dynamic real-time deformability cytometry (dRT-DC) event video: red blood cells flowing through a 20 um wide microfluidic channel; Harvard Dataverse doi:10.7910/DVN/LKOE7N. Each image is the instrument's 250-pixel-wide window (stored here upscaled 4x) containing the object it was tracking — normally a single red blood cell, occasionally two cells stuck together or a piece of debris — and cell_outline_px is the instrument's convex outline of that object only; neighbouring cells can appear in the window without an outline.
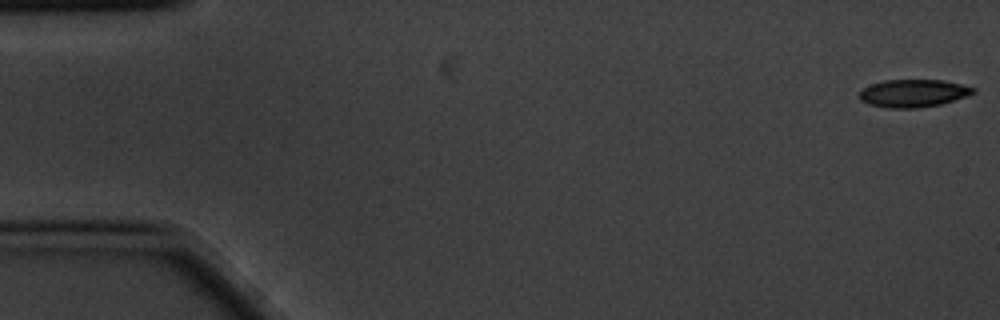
{"species": "common noctule bat (a hibernating species)", "species_latin": "Nyctalus noctula", "temperature_condition": "cold", "stored_images_in_passage": 6, "camera_frame_rate_fps": 3000, "um_per_image_px": 0.085, "animal": {"sex": "male", "body_mass_g": 20.1, "forearm_length_mm": 53.5}, "frame": {"image": 1, "passage_image": 1, "time_ms": 0.0, "image_size_px": [1000, 320], "cell_outline_px": [[976, 92], [940, 104], [916, 108], [888, 108], [868, 104], [860, 100], [860, 92], [864, 88], [872, 84], [884, 80], [944, 80], [976, 88]], "centroid_in_image_um": [77.61, 7.92], "position_along_channel_um": 7.4, "area_um2": 18.15}}
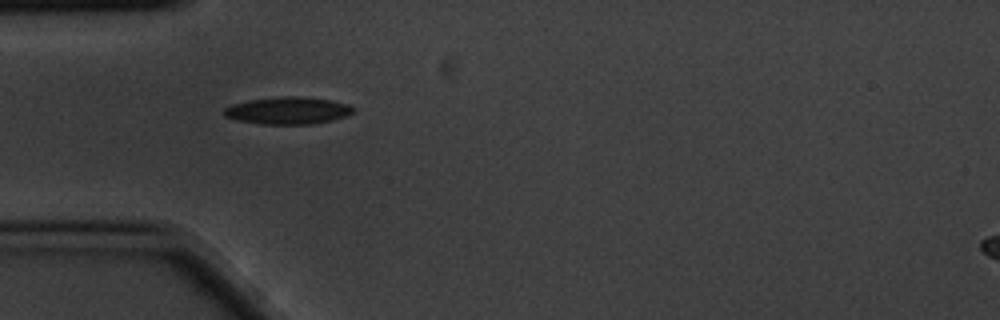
{"frame": {"image": 2, "passage_image": 4, "time_ms": 1.0, "image_size_px": [1000, 320], "cell_outline_px": [[356, 112], [332, 120], [312, 124], [264, 124], [236, 120], [224, 116], [220, 112], [224, 108], [232, 104], [248, 100], [280, 96], [296, 96], [328, 100], [348, 104], [356, 108]], "centroid_in_image_um": [24.44, 9.4], "position_along_channel_um": 60.6, "area_um2": 20.58}}